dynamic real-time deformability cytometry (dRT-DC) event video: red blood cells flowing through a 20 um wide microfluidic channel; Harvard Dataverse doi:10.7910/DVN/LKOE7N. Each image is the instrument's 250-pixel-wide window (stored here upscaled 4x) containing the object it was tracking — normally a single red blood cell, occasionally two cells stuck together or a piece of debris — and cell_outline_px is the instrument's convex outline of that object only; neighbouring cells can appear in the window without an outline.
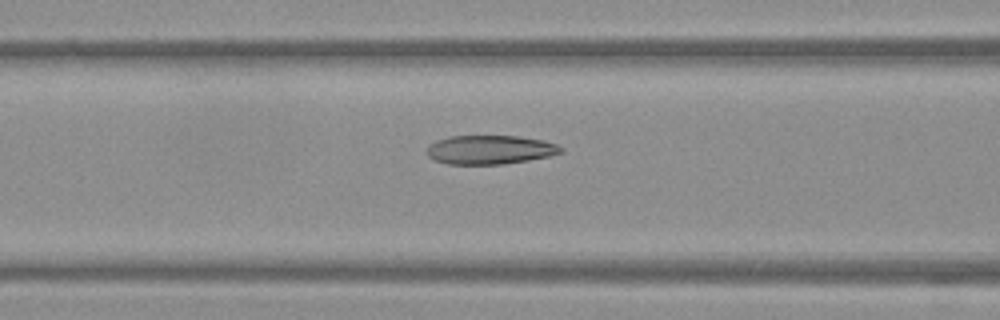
{"species": "Egyptian fruit bat (a non-hibernating species)", "species_latin": "Rousettus aegyptiacus", "temperature_condition": "warm", "stored_images_in_passage": 41, "camera_frame_rate_fps": 3000, "um_per_image_px": 0.085, "frame": {"image": 1, "passage_image": 10, "time_ms": 3.0, "image_size_px": [1000, 320], "cell_outline_px": [[564, 152], [548, 156], [528, 160], [504, 164], [448, 164], [432, 160], [424, 152], [424, 148], [428, 144], [436, 140], [452, 136], [516, 136], [544, 140], [556, 144], [564, 148]], "centroid_in_image_um": [41.59, 12.73], "position_along_channel_um": 125.0, "area_um2": 22.89}}
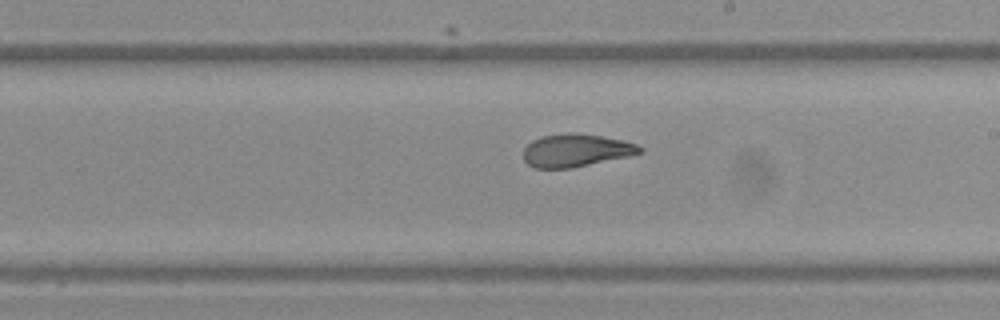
{"frame": {"image": 2, "passage_image": 19, "time_ms": 6.0, "image_size_px": [1000, 320], "cell_outline_px": [[644, 152], [628, 156], [572, 168], [536, 168], [528, 164], [524, 160], [524, 148], [532, 140], [540, 136], [568, 132], [572, 132], [600, 136], [624, 140], [636, 144], [644, 148]], "centroid_in_image_um": [48.96, 12.77], "position_along_channel_um": 240.0, "area_um2": 22.31}}
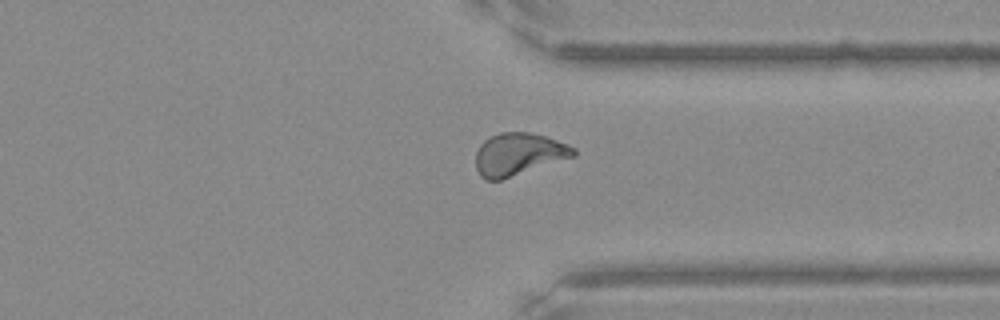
{"frame": {"image": 3, "passage_image": 29, "time_ms": 9.333, "image_size_px": [1000, 320], "cell_outline_px": [[576, 156], [500, 180], [484, 180], [480, 176], [476, 168], [476, 152], [480, 144], [488, 136], [500, 132], [528, 132], [544, 136], [568, 144], [576, 148]], "centroid_in_image_um": [44.06, 13.1], "position_along_channel_um": 367.3, "area_um2": 24.28}, "authors_computed_cell_mechanics": {"area_um2": 23.0044, "velocity_mm_per_s": 3.8344, "shape_relaxation_time_tau1_ms": 9.3985, "shape_relaxation_time_tau2_ms": 2.1824, "deformation_change_tau1": 0.2435, "deformation_change_tau2": 0.0904}}